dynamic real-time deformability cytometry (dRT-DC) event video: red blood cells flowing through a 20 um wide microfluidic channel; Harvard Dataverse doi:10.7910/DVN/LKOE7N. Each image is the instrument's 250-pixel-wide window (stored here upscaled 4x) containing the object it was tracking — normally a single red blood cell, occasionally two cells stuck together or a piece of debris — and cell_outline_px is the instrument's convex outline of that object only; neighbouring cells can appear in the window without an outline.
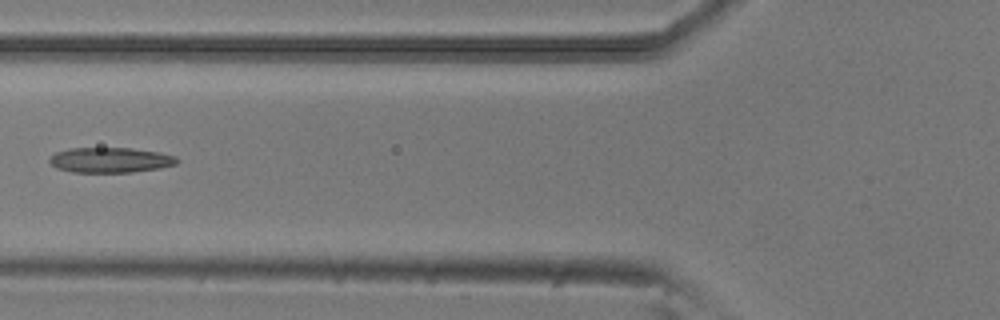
{"species": "common noctule bat (a hibernating species)", "species_latin": "Nyctalus noctula", "temperature_condition": "room temperature", "stored_images_in_passage": 4, "camera_frame_rate_fps": 3000, "um_per_image_px": 0.085, "animal": {"sex": "male", "body_mass_g": 20.5, "forearm_length_mm": 52.5}, "frame": {"image": 1, "passage_image": 4, "time_ms": 1.0, "image_size_px": [1000, 320], "cell_outline_px": [[180, 160], [176, 164], [160, 168], [132, 172], [72, 172], [56, 168], [48, 160], [56, 152], [68, 148], [132, 148], [160, 152], [176, 156]], "centroid_in_image_um": [9.4, 13.6], "position_along_channel_um": 116.4, "area_um2": 18.79}}